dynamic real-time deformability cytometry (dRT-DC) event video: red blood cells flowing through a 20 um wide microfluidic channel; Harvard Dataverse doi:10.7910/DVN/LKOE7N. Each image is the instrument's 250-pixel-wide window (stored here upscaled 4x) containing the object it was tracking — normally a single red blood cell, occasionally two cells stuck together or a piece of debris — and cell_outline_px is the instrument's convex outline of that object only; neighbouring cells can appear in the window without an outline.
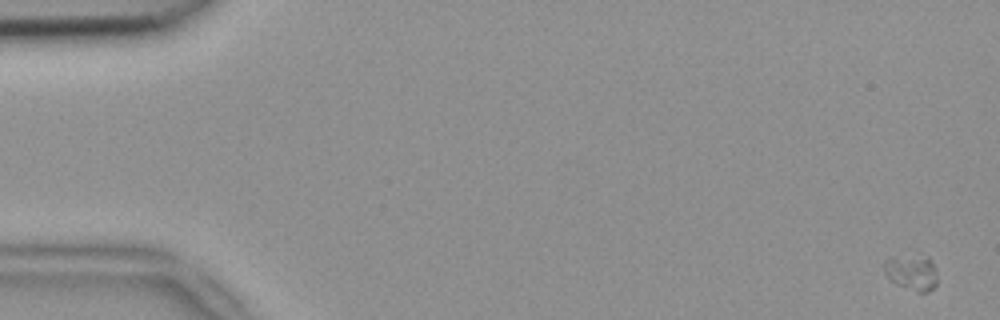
{"species": "common noctule bat (a hibernating species)", "species_latin": "Nyctalus noctula", "temperature_condition": "room temperature", "stored_images_in_passage": 55, "camera_frame_rate_fps": 3000, "um_per_image_px": 0.085, "animal": {"sex": "female", "body_mass_g": 18.4}, "frame": {"image": 1, "passage_image": 1, "time_ms": 0.0, "image_size_px": [1000, 320], "cell_outline_px": [[936, 284], [928, 292], [916, 292], [896, 284], [884, 272], [884, 264], [888, 260], [928, 256], [936, 268]], "centroid_in_image_um": [77.56, 23.22], "position_along_channel_um": 7.4, "area_um2": 10.4}}
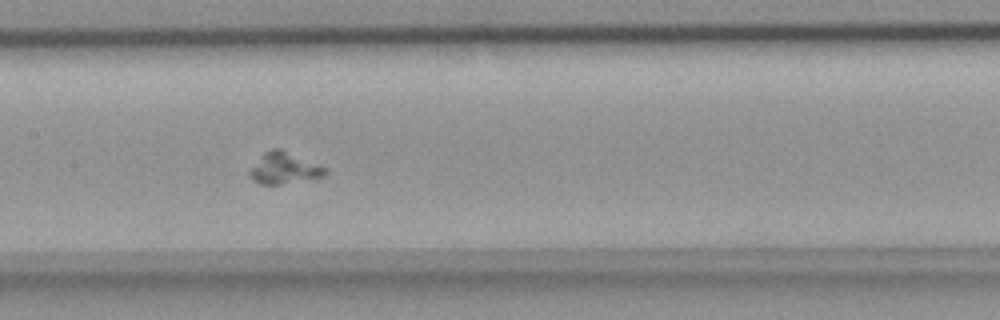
{"frame": {"image": 2, "passage_image": 27, "time_ms": 8.667, "image_size_px": [1000, 320], "cell_outline_px": [[328, 172], [324, 176], [280, 184], [260, 184], [252, 180], [248, 176], [248, 172], [260, 156], [264, 152], [272, 148], [280, 148], [320, 164], [328, 168]], "centroid_in_image_um": [24.16, 14.28], "position_along_channel_um": 183.2, "area_um2": 13.93}}
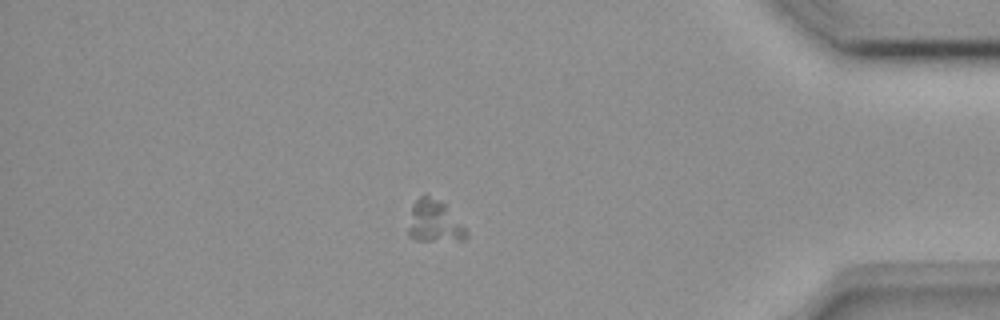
{"frame": {"image": 3, "passage_image": 47, "time_ms": 15.333, "image_size_px": [1000, 320], "cell_outline_px": [[468, 236], [464, 240], [416, 240], [408, 236], [408, 228], [412, 204], [424, 192], [440, 200], [444, 204], [468, 232]], "centroid_in_image_um": [36.88, 18.8], "position_along_channel_um": 398.3, "area_um2": 14.16}}